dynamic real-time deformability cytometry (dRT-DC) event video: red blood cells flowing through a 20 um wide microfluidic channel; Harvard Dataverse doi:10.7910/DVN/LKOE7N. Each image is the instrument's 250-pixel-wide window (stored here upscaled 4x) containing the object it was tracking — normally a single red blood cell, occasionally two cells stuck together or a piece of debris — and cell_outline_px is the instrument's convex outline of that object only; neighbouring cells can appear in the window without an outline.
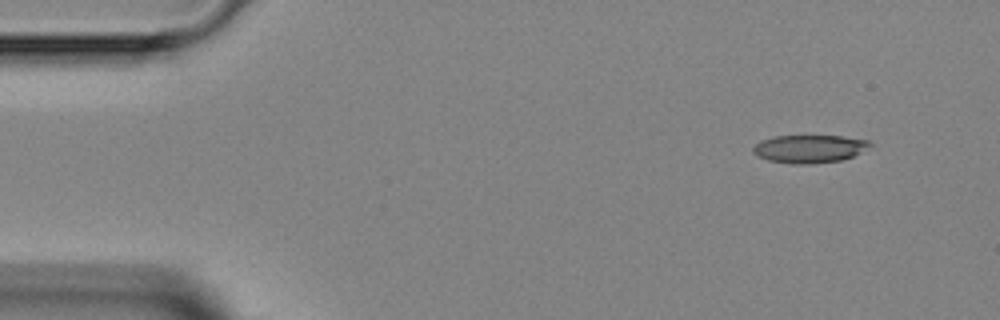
{"species": "Egyptian fruit bat (a non-hibernating species)", "species_latin": "Rousettus aegyptiacus", "temperature_condition": "room temperature", "stored_images_in_passage": 4, "camera_frame_rate_fps": 3000, "um_per_image_px": 0.085, "animal": {"sex": "female"}, "frame": {"image": 1, "passage_image": 1, "time_ms": 0.0, "image_size_px": [1000, 320], "cell_outline_px": [[872, 144], [860, 152], [852, 156], [840, 160], [808, 164], [792, 164], [768, 160], [752, 152], [752, 148], [760, 140], [776, 136], [840, 136], [868, 140]], "centroid_in_image_um": [68.76, 12.64], "position_along_channel_um": 16.2, "area_um2": 18.79}}
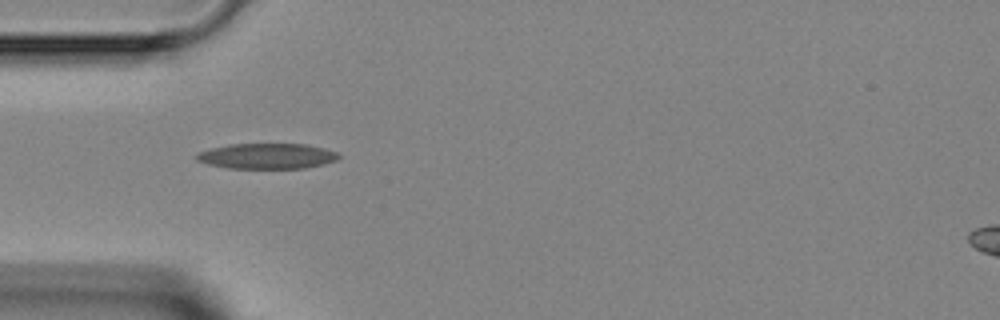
{"frame": {"image": 2, "passage_image": 4, "time_ms": 3.333, "image_size_px": [1000, 320], "cell_outline_px": [[340, 156], [336, 160], [324, 164], [304, 168], [228, 168], [208, 164], [196, 160], [196, 152], [228, 144], [308, 144], [324, 148], [336, 152]], "centroid_in_image_um": [22.68, 13.26], "position_along_channel_um": 62.3, "area_um2": 21.1}}